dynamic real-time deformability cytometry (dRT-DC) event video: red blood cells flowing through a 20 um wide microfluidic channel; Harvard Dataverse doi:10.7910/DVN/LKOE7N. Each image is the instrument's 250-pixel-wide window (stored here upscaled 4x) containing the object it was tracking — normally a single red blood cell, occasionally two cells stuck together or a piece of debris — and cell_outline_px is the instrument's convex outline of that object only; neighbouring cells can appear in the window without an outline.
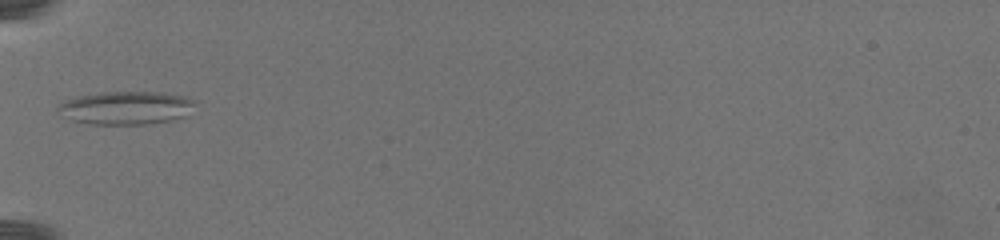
{"species": "common noctule bat (a hibernating species)", "species_latin": "Nyctalus noctula", "temperature_condition": "warm", "stored_images_in_passage": 3, "camera_frame_rate_fps": 3000, "um_per_image_px": 0.085, "animal": {"sex": "female", "body_mass_g": 19.5, "forearm_length_mm": 54.1}, "frame": {"image": 1, "passage_image": 1, "time_ms": 0.0, "image_size_px": [1000, 240], "cell_outline_px": [[192, 104], [184, 116], [172, 120], [148, 124], [88, 124], [72, 120], [64, 116], [56, 108], [60, 104], [68, 100], [80, 96], [100, 92], [160, 92], [184, 96], [192, 100]], "centroid_in_image_um": [10.67, 9.17], "position_along_channel_um": 74.3, "area_um2": 26.01}}